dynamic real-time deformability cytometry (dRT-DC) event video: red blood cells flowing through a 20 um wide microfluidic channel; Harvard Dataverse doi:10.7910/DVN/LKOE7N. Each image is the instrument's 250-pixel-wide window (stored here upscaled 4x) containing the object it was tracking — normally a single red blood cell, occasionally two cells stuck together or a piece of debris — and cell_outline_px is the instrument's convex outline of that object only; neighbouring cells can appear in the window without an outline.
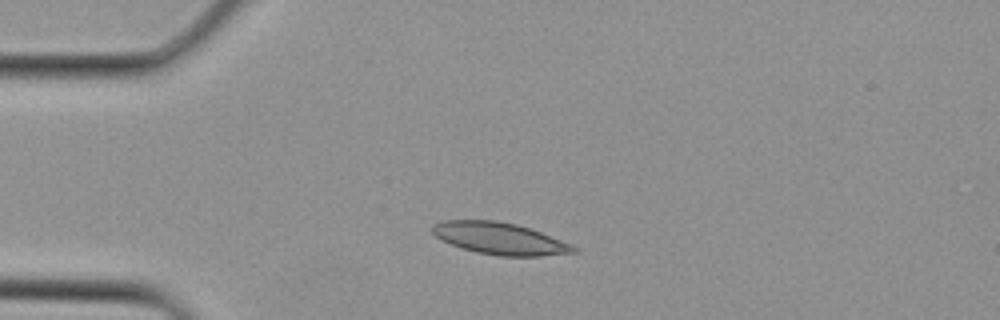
{"species": "Egyptian fruit bat (a non-hibernating species)", "species_latin": "Rousettus aegyptiacus", "temperature_condition": "cold", "stored_images_in_passage": 2, "camera_frame_rate_fps": 3000, "um_per_image_px": 0.085, "animal": {"sex": "female"}, "frame": {"image": 1, "passage_image": 1, "time_ms": 0.0, "image_size_px": [1000, 320], "cell_outline_px": [[580, 252], [540, 256], [500, 256], [476, 252], [440, 240], [432, 232], [432, 224], [444, 220], [496, 220], [516, 224], [540, 232], [572, 244], [580, 248]], "centroid_in_image_um": [42.51, 20.27], "position_along_channel_um": 42.5, "area_um2": 26.3}}
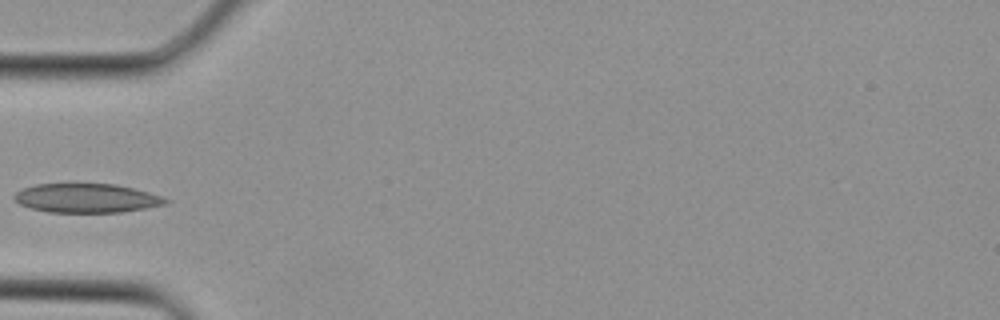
{"frame": {"image": 2, "passage_image": 2, "time_ms": 0.333, "image_size_px": [1000, 320], "cell_outline_px": [[168, 200], [164, 204], [144, 208], [120, 212], [48, 212], [32, 208], [20, 204], [12, 196], [16, 192], [24, 188], [36, 184], [116, 184], [148, 192], [160, 196]], "centroid_in_image_um": [7.31, 16.84], "position_along_channel_um": 77.7, "area_um2": 25.2}}